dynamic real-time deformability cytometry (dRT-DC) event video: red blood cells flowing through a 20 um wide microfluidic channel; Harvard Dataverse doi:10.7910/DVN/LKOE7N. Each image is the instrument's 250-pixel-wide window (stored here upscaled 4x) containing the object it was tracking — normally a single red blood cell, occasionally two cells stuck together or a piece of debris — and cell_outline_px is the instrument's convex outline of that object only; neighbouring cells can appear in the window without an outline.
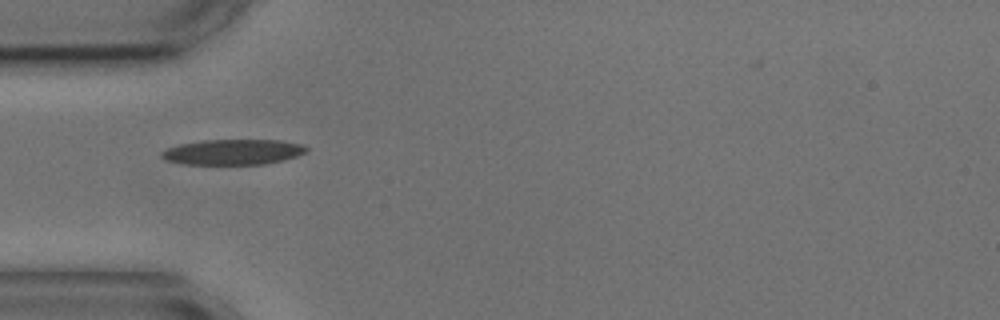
{"species": "common noctule bat (a hibernating species)", "species_latin": "Nyctalus noctula", "temperature_condition": "cold", "stored_images_in_passage": 2, "camera_frame_rate_fps": 3000, "um_per_image_px": 0.085, "animal": {"sex": "male", "body_mass_g": 17.9, "forearm_length_mm": 54.2}, "frame": {"image": 1, "passage_image": 1, "time_ms": 0.0, "image_size_px": [1000, 320], "cell_outline_px": [[308, 152], [284, 160], [264, 164], [184, 164], [168, 160], [160, 156], [160, 152], [168, 148], [180, 144], [204, 140], [280, 140], [304, 144], [308, 148]], "centroid_in_image_um": [19.86, 12.91], "position_along_channel_um": 65.1, "area_um2": 21.44}}